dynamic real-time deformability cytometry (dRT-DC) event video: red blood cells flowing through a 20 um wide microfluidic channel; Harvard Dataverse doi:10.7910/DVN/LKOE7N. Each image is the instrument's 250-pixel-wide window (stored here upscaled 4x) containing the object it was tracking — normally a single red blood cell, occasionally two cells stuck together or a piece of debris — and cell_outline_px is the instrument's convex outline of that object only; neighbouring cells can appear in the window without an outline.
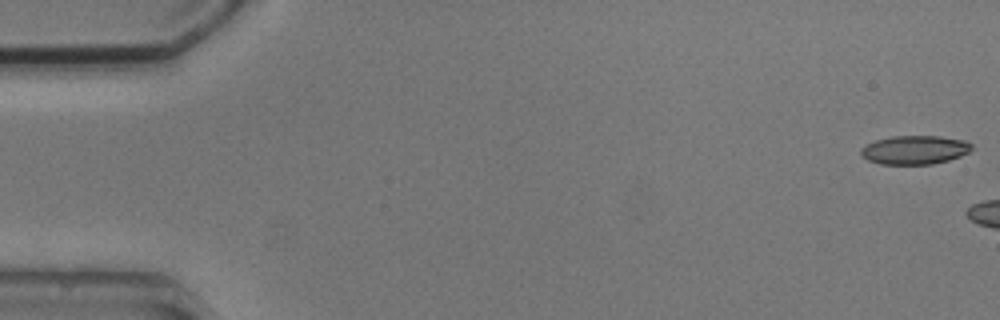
{"species": "common noctule bat (a hibernating species)", "species_latin": "Nyctalus noctula", "temperature_condition": "cold", "stored_images_in_passage": 3, "camera_frame_rate_fps": 3000, "um_per_image_px": 0.085, "animal": {"sex": "male", "body_mass_g": 20.5, "forearm_length_mm": 52.5}, "frame": {"image": 1, "passage_image": 1, "time_ms": 0.0, "image_size_px": [1000, 320], "cell_outline_px": [[972, 148], [968, 152], [960, 156], [948, 160], [932, 164], [880, 164], [868, 160], [860, 156], [860, 148], [876, 140], [892, 136], [940, 136], [964, 140], [972, 144]], "centroid_in_image_um": [77.73, 12.74], "position_along_channel_um": 7.3, "area_um2": 18.55}}